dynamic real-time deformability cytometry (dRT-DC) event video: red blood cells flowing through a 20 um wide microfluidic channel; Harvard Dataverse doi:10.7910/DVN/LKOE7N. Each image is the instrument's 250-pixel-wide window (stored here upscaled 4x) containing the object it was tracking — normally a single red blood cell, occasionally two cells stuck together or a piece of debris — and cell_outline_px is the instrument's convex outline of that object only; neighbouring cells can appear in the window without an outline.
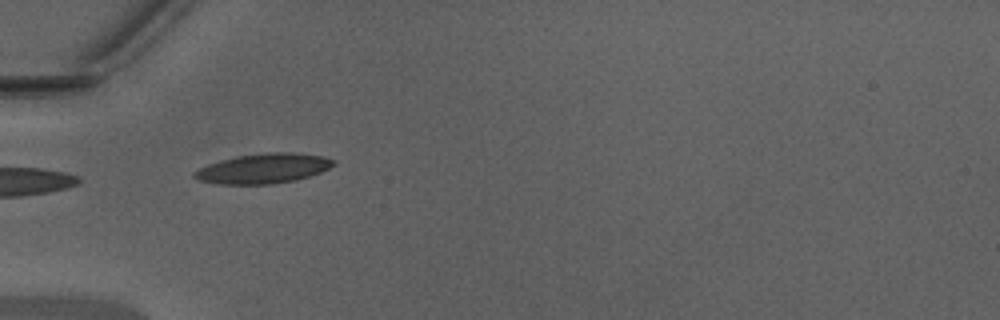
{"species": "Egyptian fruit bat (a non-hibernating species)", "species_latin": "Rousettus aegyptiacus", "temperature_condition": "warm", "stored_images_in_passage": 3, "camera_frame_rate_fps": 3000, "um_per_image_px": 0.085, "animal": {"sex": "male"}, "frame": {"image": 1, "passage_image": 1, "time_ms": 0.0, "image_size_px": [1000, 320], "cell_outline_px": [[336, 164], [320, 172], [296, 180], [272, 184], [220, 184], [200, 180], [192, 176], [192, 172], [208, 164], [220, 160], [236, 156], [268, 152], [292, 152], [324, 156], [336, 160]], "centroid_in_image_um": [22.4, 14.31], "position_along_channel_um": 62.6, "area_um2": 24.22}}